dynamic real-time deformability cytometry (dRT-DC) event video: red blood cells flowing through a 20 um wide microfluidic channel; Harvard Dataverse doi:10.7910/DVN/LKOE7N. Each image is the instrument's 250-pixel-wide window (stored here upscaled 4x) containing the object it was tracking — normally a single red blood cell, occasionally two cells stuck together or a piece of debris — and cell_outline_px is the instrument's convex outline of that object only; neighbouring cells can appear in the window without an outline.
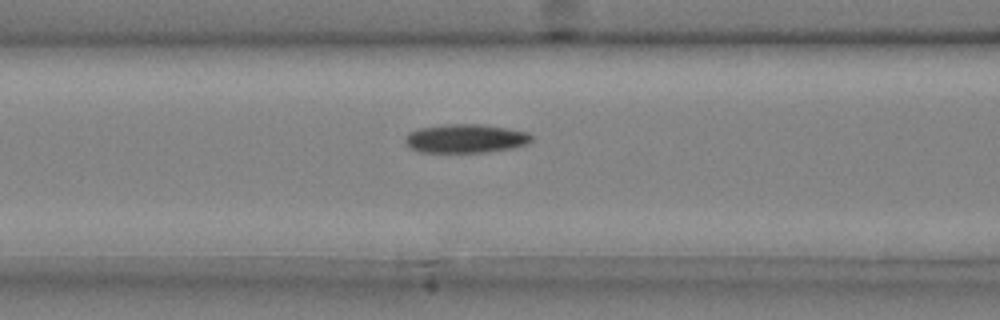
{"species": "common noctule bat (a hibernating species)", "species_latin": "Nyctalus noctula", "temperature_condition": "cold", "stored_images_in_passage": 30, "camera_frame_rate_fps": 3000, "um_per_image_px": 0.085, "animal": {"sex": "male", "body_mass_g": 20.4}, "frame": {"image": 1, "passage_image": 6, "time_ms": 1.667, "image_size_px": [1000, 320], "cell_outline_px": [[532, 140], [528, 144], [512, 148], [484, 152], [420, 152], [408, 148], [404, 140], [408, 132], [420, 128], [444, 124], [480, 124], [508, 128], [528, 132], [532, 136]], "centroid_in_image_um": [39.56, 11.77], "position_along_channel_um": 127.0, "area_um2": 21.33}}
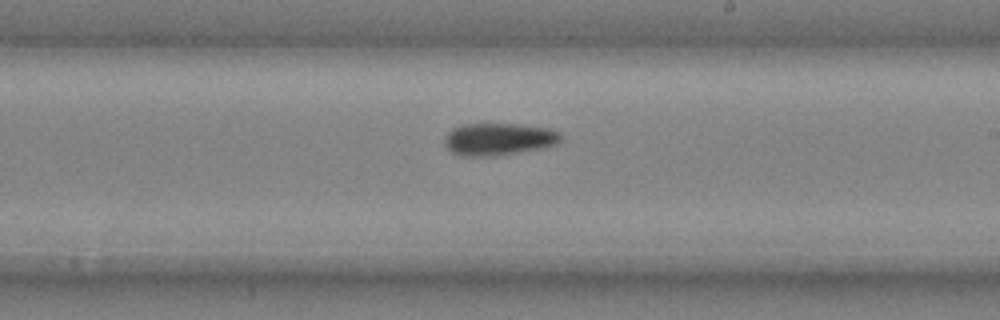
{"frame": {"image": 2, "passage_image": 15, "time_ms": 4.667, "image_size_px": [1000, 320], "cell_outline_px": [[560, 140], [556, 144], [544, 148], [492, 156], [460, 156], [452, 152], [444, 144], [444, 140], [448, 132], [452, 128], [460, 124], [516, 124], [548, 128], [560, 132]], "centroid_in_image_um": [42.36, 11.82], "position_along_channel_um": 246.6, "area_um2": 21.85}}
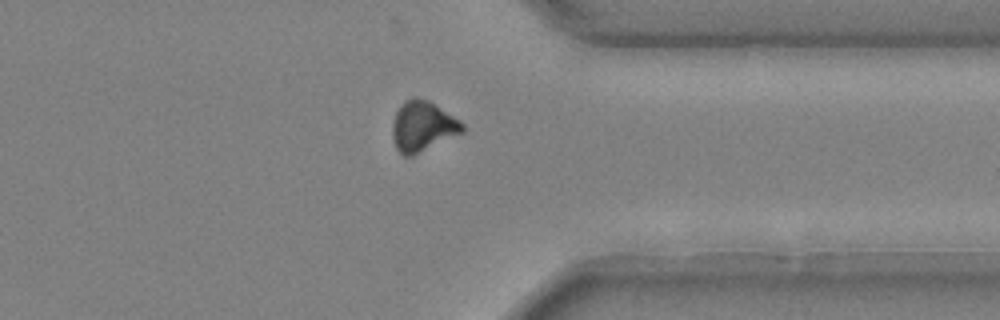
{"frame": {"image": 3, "passage_image": 25, "time_ms": 8.0, "image_size_px": [1000, 320], "cell_outline_px": [[464, 132], [412, 156], [404, 156], [396, 148], [392, 136], [392, 120], [396, 112], [408, 100], [416, 96], [428, 100], [460, 120], [464, 124]], "centroid_in_image_um": [35.93, 10.75], "position_along_channel_um": 375.5, "area_um2": 20.35}}